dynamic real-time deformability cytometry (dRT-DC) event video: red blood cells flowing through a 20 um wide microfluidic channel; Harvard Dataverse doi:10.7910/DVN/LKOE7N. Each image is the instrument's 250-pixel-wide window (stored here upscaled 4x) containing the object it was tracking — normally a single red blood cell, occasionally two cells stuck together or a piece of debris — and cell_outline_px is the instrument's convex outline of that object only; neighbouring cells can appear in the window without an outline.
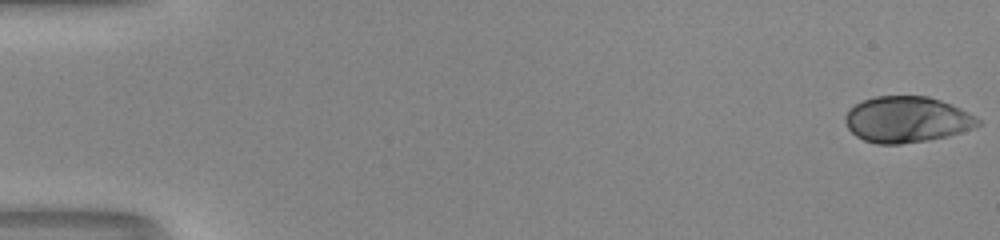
{"species": "human", "species_latin": "Homo sapiens", "temperature_condition": "room temperature", "stored_images_in_passage": 18, "camera_frame_rate_fps": 3000, "um_per_image_px": 0.085, "donor": {"sex": "male"}, "frame": {"image": 1, "passage_image": 1, "time_ms": 0.0, "image_size_px": [1000, 240], "cell_outline_px": [[980, 124], [972, 128], [948, 136], [928, 140], [900, 144], [876, 144], [864, 140], [856, 136], [848, 128], [844, 120], [844, 116], [848, 108], [864, 100], [876, 96], [928, 96], [952, 104], [976, 116], [980, 120]], "centroid_in_image_um": [77.06, 10.16], "position_along_channel_um": 7.9, "area_um2": 35.66}}
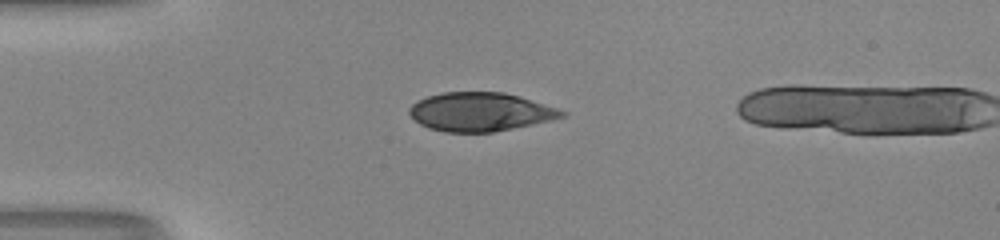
{"frame": {"image": 2, "passage_image": 15, "time_ms": 4.667, "image_size_px": [1000, 240], "cell_outline_px": [[568, 112], [564, 116], [552, 120], [492, 132], [444, 132], [428, 128], [420, 124], [408, 112], [408, 108], [416, 100], [428, 96], [444, 92], [504, 92], [556, 108]], "centroid_in_image_um": [40.78, 9.51], "position_along_channel_um": 44.2, "area_um2": 34.1}}